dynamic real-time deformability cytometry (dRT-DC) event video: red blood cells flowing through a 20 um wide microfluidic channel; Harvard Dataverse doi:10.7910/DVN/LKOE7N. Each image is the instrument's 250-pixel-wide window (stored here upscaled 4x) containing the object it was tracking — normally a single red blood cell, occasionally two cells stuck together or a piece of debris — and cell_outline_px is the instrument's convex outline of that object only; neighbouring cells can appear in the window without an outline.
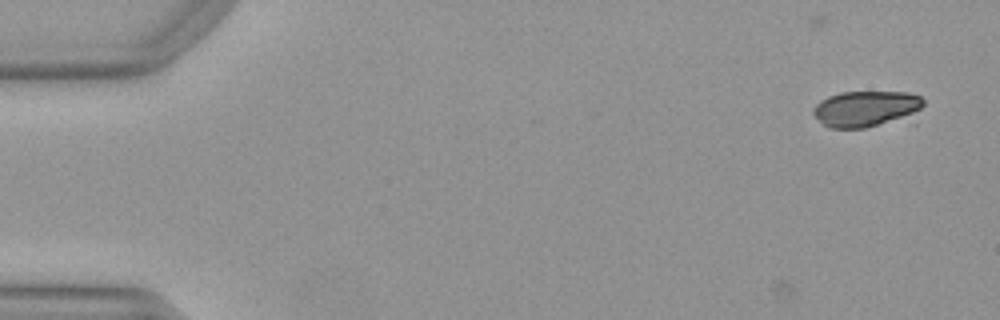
{"species": "Egyptian fruit bat (a non-hibernating species)", "species_latin": "Rousettus aegyptiacus", "temperature_condition": "warm", "stored_images_in_passage": 5, "camera_frame_rate_fps": 3000, "um_per_image_px": 0.085, "animal": {"sex": "female"}, "frame": {"image": 1, "passage_image": 5, "time_ms": 1.333, "image_size_px": [1000, 320], "cell_outline_px": [[924, 104], [912, 116], [864, 128], [828, 128], [812, 112], [812, 108], [820, 100], [828, 96], [840, 92], [908, 92], [920, 96], [924, 100]], "centroid_in_image_um": [73.59, 9.23], "position_along_channel_um": 11.4, "area_um2": 23.0}}